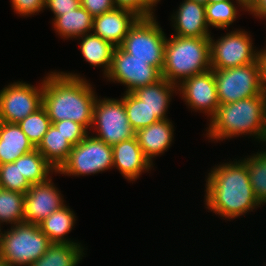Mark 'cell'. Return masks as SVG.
Here are the masks:
<instances>
[{"mask_svg": "<svg viewBox=\"0 0 266 266\" xmlns=\"http://www.w3.org/2000/svg\"><path fill=\"white\" fill-rule=\"evenodd\" d=\"M177 87L190 108L207 113L210 118L215 114L220 104L212 69L183 80Z\"/></svg>", "mask_w": 266, "mask_h": 266, "instance_id": "obj_13", "label": "cell"}, {"mask_svg": "<svg viewBox=\"0 0 266 266\" xmlns=\"http://www.w3.org/2000/svg\"><path fill=\"white\" fill-rule=\"evenodd\" d=\"M66 139L74 146L82 141L89 133L79 123L72 120H63L52 123Z\"/></svg>", "mask_w": 266, "mask_h": 266, "instance_id": "obj_33", "label": "cell"}, {"mask_svg": "<svg viewBox=\"0 0 266 266\" xmlns=\"http://www.w3.org/2000/svg\"><path fill=\"white\" fill-rule=\"evenodd\" d=\"M49 177L45 182L32 184L25 193L24 222L39 224L65 205L59 189L53 185L52 177Z\"/></svg>", "mask_w": 266, "mask_h": 266, "instance_id": "obj_14", "label": "cell"}, {"mask_svg": "<svg viewBox=\"0 0 266 266\" xmlns=\"http://www.w3.org/2000/svg\"><path fill=\"white\" fill-rule=\"evenodd\" d=\"M221 1H232V0H207V3H217Z\"/></svg>", "mask_w": 266, "mask_h": 266, "instance_id": "obj_42", "label": "cell"}, {"mask_svg": "<svg viewBox=\"0 0 266 266\" xmlns=\"http://www.w3.org/2000/svg\"><path fill=\"white\" fill-rule=\"evenodd\" d=\"M46 109L42 106L18 123L23 133L36 148L51 126Z\"/></svg>", "mask_w": 266, "mask_h": 266, "instance_id": "obj_31", "label": "cell"}, {"mask_svg": "<svg viewBox=\"0 0 266 266\" xmlns=\"http://www.w3.org/2000/svg\"><path fill=\"white\" fill-rule=\"evenodd\" d=\"M80 5L93 17L99 16L116 8L113 0H80Z\"/></svg>", "mask_w": 266, "mask_h": 266, "instance_id": "obj_36", "label": "cell"}, {"mask_svg": "<svg viewBox=\"0 0 266 266\" xmlns=\"http://www.w3.org/2000/svg\"><path fill=\"white\" fill-rule=\"evenodd\" d=\"M113 149V167L129 181H135L142 172L149 171L153 164L146 158L136 136L121 141Z\"/></svg>", "mask_w": 266, "mask_h": 266, "instance_id": "obj_16", "label": "cell"}, {"mask_svg": "<svg viewBox=\"0 0 266 266\" xmlns=\"http://www.w3.org/2000/svg\"><path fill=\"white\" fill-rule=\"evenodd\" d=\"M108 80L125 85V92L132 93L140 87L157 82L162 78L161 71L147 61L134 58L121 47H116L108 74Z\"/></svg>", "mask_w": 266, "mask_h": 266, "instance_id": "obj_12", "label": "cell"}, {"mask_svg": "<svg viewBox=\"0 0 266 266\" xmlns=\"http://www.w3.org/2000/svg\"><path fill=\"white\" fill-rule=\"evenodd\" d=\"M257 60L260 66L262 90L263 93L266 95V47L258 51Z\"/></svg>", "mask_w": 266, "mask_h": 266, "instance_id": "obj_38", "label": "cell"}, {"mask_svg": "<svg viewBox=\"0 0 266 266\" xmlns=\"http://www.w3.org/2000/svg\"><path fill=\"white\" fill-rule=\"evenodd\" d=\"M42 105L43 80L38 87L17 81L0 90L1 122L18 124Z\"/></svg>", "mask_w": 266, "mask_h": 266, "instance_id": "obj_11", "label": "cell"}, {"mask_svg": "<svg viewBox=\"0 0 266 266\" xmlns=\"http://www.w3.org/2000/svg\"><path fill=\"white\" fill-rule=\"evenodd\" d=\"M211 69L210 37L166 38L162 77L179 85L193 75Z\"/></svg>", "mask_w": 266, "mask_h": 266, "instance_id": "obj_4", "label": "cell"}, {"mask_svg": "<svg viewBox=\"0 0 266 266\" xmlns=\"http://www.w3.org/2000/svg\"><path fill=\"white\" fill-rule=\"evenodd\" d=\"M212 70L219 104L234 103L263 93L258 60L243 66Z\"/></svg>", "mask_w": 266, "mask_h": 266, "instance_id": "obj_7", "label": "cell"}, {"mask_svg": "<svg viewBox=\"0 0 266 266\" xmlns=\"http://www.w3.org/2000/svg\"><path fill=\"white\" fill-rule=\"evenodd\" d=\"M178 91L177 85L170 83L163 77L155 83L140 87L133 93L147 105L159 120L167 118L168 105L171 96ZM173 93V94H172Z\"/></svg>", "mask_w": 266, "mask_h": 266, "instance_id": "obj_20", "label": "cell"}, {"mask_svg": "<svg viewBox=\"0 0 266 266\" xmlns=\"http://www.w3.org/2000/svg\"><path fill=\"white\" fill-rule=\"evenodd\" d=\"M206 135L222 141L240 135L255 136L266 142V95L238 100L234 103L220 104L210 118Z\"/></svg>", "mask_w": 266, "mask_h": 266, "instance_id": "obj_3", "label": "cell"}, {"mask_svg": "<svg viewBox=\"0 0 266 266\" xmlns=\"http://www.w3.org/2000/svg\"><path fill=\"white\" fill-rule=\"evenodd\" d=\"M121 99L123 100L129 123L135 131L160 121L153 111L144 104V101H141L133 92H125Z\"/></svg>", "mask_w": 266, "mask_h": 266, "instance_id": "obj_27", "label": "cell"}, {"mask_svg": "<svg viewBox=\"0 0 266 266\" xmlns=\"http://www.w3.org/2000/svg\"><path fill=\"white\" fill-rule=\"evenodd\" d=\"M72 147L66 137L51 124L36 149L57 171L67 160Z\"/></svg>", "mask_w": 266, "mask_h": 266, "instance_id": "obj_24", "label": "cell"}, {"mask_svg": "<svg viewBox=\"0 0 266 266\" xmlns=\"http://www.w3.org/2000/svg\"><path fill=\"white\" fill-rule=\"evenodd\" d=\"M25 194L0 188V228L1 223L17 225L24 222Z\"/></svg>", "mask_w": 266, "mask_h": 266, "instance_id": "obj_29", "label": "cell"}, {"mask_svg": "<svg viewBox=\"0 0 266 266\" xmlns=\"http://www.w3.org/2000/svg\"><path fill=\"white\" fill-rule=\"evenodd\" d=\"M79 39L82 40L79 47L86 62L94 67L102 66L104 76H106L110 70L116 47L93 33L82 35Z\"/></svg>", "mask_w": 266, "mask_h": 266, "instance_id": "obj_23", "label": "cell"}, {"mask_svg": "<svg viewBox=\"0 0 266 266\" xmlns=\"http://www.w3.org/2000/svg\"><path fill=\"white\" fill-rule=\"evenodd\" d=\"M190 1H195L197 3H201V4H204V5L207 4V0H190Z\"/></svg>", "mask_w": 266, "mask_h": 266, "instance_id": "obj_43", "label": "cell"}, {"mask_svg": "<svg viewBox=\"0 0 266 266\" xmlns=\"http://www.w3.org/2000/svg\"><path fill=\"white\" fill-rule=\"evenodd\" d=\"M80 6V0H45V8H49L55 16L74 10Z\"/></svg>", "mask_w": 266, "mask_h": 266, "instance_id": "obj_37", "label": "cell"}, {"mask_svg": "<svg viewBox=\"0 0 266 266\" xmlns=\"http://www.w3.org/2000/svg\"><path fill=\"white\" fill-rule=\"evenodd\" d=\"M166 35L154 16L140 17L124 38L121 48L134 58L162 71Z\"/></svg>", "mask_w": 266, "mask_h": 266, "instance_id": "obj_6", "label": "cell"}, {"mask_svg": "<svg viewBox=\"0 0 266 266\" xmlns=\"http://www.w3.org/2000/svg\"><path fill=\"white\" fill-rule=\"evenodd\" d=\"M250 37L240 29L227 32L216 41L210 37L211 69L223 70L256 62L258 50H254Z\"/></svg>", "mask_w": 266, "mask_h": 266, "instance_id": "obj_10", "label": "cell"}, {"mask_svg": "<svg viewBox=\"0 0 266 266\" xmlns=\"http://www.w3.org/2000/svg\"><path fill=\"white\" fill-rule=\"evenodd\" d=\"M0 266H11V265L8 264L6 261H4L3 259L0 258Z\"/></svg>", "mask_w": 266, "mask_h": 266, "instance_id": "obj_41", "label": "cell"}, {"mask_svg": "<svg viewBox=\"0 0 266 266\" xmlns=\"http://www.w3.org/2000/svg\"><path fill=\"white\" fill-rule=\"evenodd\" d=\"M36 149L17 123L0 124V165L11 163Z\"/></svg>", "mask_w": 266, "mask_h": 266, "instance_id": "obj_19", "label": "cell"}, {"mask_svg": "<svg viewBox=\"0 0 266 266\" xmlns=\"http://www.w3.org/2000/svg\"><path fill=\"white\" fill-rule=\"evenodd\" d=\"M113 169V149L89 134L72 147L67 160L57 174L84 176Z\"/></svg>", "mask_w": 266, "mask_h": 266, "instance_id": "obj_8", "label": "cell"}, {"mask_svg": "<svg viewBox=\"0 0 266 266\" xmlns=\"http://www.w3.org/2000/svg\"><path fill=\"white\" fill-rule=\"evenodd\" d=\"M94 17L81 5L53 18V28L62 38H79L92 32Z\"/></svg>", "mask_w": 266, "mask_h": 266, "instance_id": "obj_21", "label": "cell"}, {"mask_svg": "<svg viewBox=\"0 0 266 266\" xmlns=\"http://www.w3.org/2000/svg\"><path fill=\"white\" fill-rule=\"evenodd\" d=\"M257 0H236V3H238V6H240L241 9H244V11H248L256 2Z\"/></svg>", "mask_w": 266, "mask_h": 266, "instance_id": "obj_40", "label": "cell"}, {"mask_svg": "<svg viewBox=\"0 0 266 266\" xmlns=\"http://www.w3.org/2000/svg\"><path fill=\"white\" fill-rule=\"evenodd\" d=\"M19 169L31 185L45 182L50 173L57 172L37 149L19 157Z\"/></svg>", "mask_w": 266, "mask_h": 266, "instance_id": "obj_26", "label": "cell"}, {"mask_svg": "<svg viewBox=\"0 0 266 266\" xmlns=\"http://www.w3.org/2000/svg\"><path fill=\"white\" fill-rule=\"evenodd\" d=\"M141 16L133 10L118 8L105 12L93 19V34L120 47L131 27Z\"/></svg>", "mask_w": 266, "mask_h": 266, "instance_id": "obj_15", "label": "cell"}, {"mask_svg": "<svg viewBox=\"0 0 266 266\" xmlns=\"http://www.w3.org/2000/svg\"><path fill=\"white\" fill-rule=\"evenodd\" d=\"M160 0H113L118 8L133 10L141 17L155 16L154 8Z\"/></svg>", "mask_w": 266, "mask_h": 266, "instance_id": "obj_34", "label": "cell"}, {"mask_svg": "<svg viewBox=\"0 0 266 266\" xmlns=\"http://www.w3.org/2000/svg\"><path fill=\"white\" fill-rule=\"evenodd\" d=\"M80 243H51L47 251L29 266H78L84 254Z\"/></svg>", "mask_w": 266, "mask_h": 266, "instance_id": "obj_25", "label": "cell"}, {"mask_svg": "<svg viewBox=\"0 0 266 266\" xmlns=\"http://www.w3.org/2000/svg\"><path fill=\"white\" fill-rule=\"evenodd\" d=\"M206 182V208L222 218H237L260 207L243 160L215 165Z\"/></svg>", "mask_w": 266, "mask_h": 266, "instance_id": "obj_2", "label": "cell"}, {"mask_svg": "<svg viewBox=\"0 0 266 266\" xmlns=\"http://www.w3.org/2000/svg\"><path fill=\"white\" fill-rule=\"evenodd\" d=\"M0 187L23 194L31 187V184L19 169V158L14 162L0 165Z\"/></svg>", "mask_w": 266, "mask_h": 266, "instance_id": "obj_32", "label": "cell"}, {"mask_svg": "<svg viewBox=\"0 0 266 266\" xmlns=\"http://www.w3.org/2000/svg\"><path fill=\"white\" fill-rule=\"evenodd\" d=\"M246 158L243 161L248 168L252 190L261 206L266 203V149Z\"/></svg>", "mask_w": 266, "mask_h": 266, "instance_id": "obj_28", "label": "cell"}, {"mask_svg": "<svg viewBox=\"0 0 266 266\" xmlns=\"http://www.w3.org/2000/svg\"><path fill=\"white\" fill-rule=\"evenodd\" d=\"M51 242L38 224L19 223L0 232V258L11 266H29L38 260Z\"/></svg>", "mask_w": 266, "mask_h": 266, "instance_id": "obj_5", "label": "cell"}, {"mask_svg": "<svg viewBox=\"0 0 266 266\" xmlns=\"http://www.w3.org/2000/svg\"><path fill=\"white\" fill-rule=\"evenodd\" d=\"M247 12H251L256 18L266 19V0H257Z\"/></svg>", "mask_w": 266, "mask_h": 266, "instance_id": "obj_39", "label": "cell"}, {"mask_svg": "<svg viewBox=\"0 0 266 266\" xmlns=\"http://www.w3.org/2000/svg\"><path fill=\"white\" fill-rule=\"evenodd\" d=\"M174 33L179 37H211L206 22L205 5L184 0L179 9L171 16Z\"/></svg>", "mask_w": 266, "mask_h": 266, "instance_id": "obj_17", "label": "cell"}, {"mask_svg": "<svg viewBox=\"0 0 266 266\" xmlns=\"http://www.w3.org/2000/svg\"><path fill=\"white\" fill-rule=\"evenodd\" d=\"M75 214L69 206H62L52 212L47 218L38 225L41 231L49 238L51 243L78 244L69 238H65L75 225Z\"/></svg>", "mask_w": 266, "mask_h": 266, "instance_id": "obj_22", "label": "cell"}, {"mask_svg": "<svg viewBox=\"0 0 266 266\" xmlns=\"http://www.w3.org/2000/svg\"><path fill=\"white\" fill-rule=\"evenodd\" d=\"M233 1L207 3L205 5L206 22L208 26L226 29L237 19L238 6Z\"/></svg>", "mask_w": 266, "mask_h": 266, "instance_id": "obj_30", "label": "cell"}, {"mask_svg": "<svg viewBox=\"0 0 266 266\" xmlns=\"http://www.w3.org/2000/svg\"><path fill=\"white\" fill-rule=\"evenodd\" d=\"M50 73L43 79L42 106L51 123L72 120L90 131L97 99L92 85L77 73Z\"/></svg>", "mask_w": 266, "mask_h": 266, "instance_id": "obj_1", "label": "cell"}, {"mask_svg": "<svg viewBox=\"0 0 266 266\" xmlns=\"http://www.w3.org/2000/svg\"><path fill=\"white\" fill-rule=\"evenodd\" d=\"M92 129L95 138L110 146L135 137L136 131L129 123L123 100L114 98L96 99Z\"/></svg>", "mask_w": 266, "mask_h": 266, "instance_id": "obj_9", "label": "cell"}, {"mask_svg": "<svg viewBox=\"0 0 266 266\" xmlns=\"http://www.w3.org/2000/svg\"><path fill=\"white\" fill-rule=\"evenodd\" d=\"M15 13L20 16L34 15L45 9V0H11Z\"/></svg>", "mask_w": 266, "mask_h": 266, "instance_id": "obj_35", "label": "cell"}, {"mask_svg": "<svg viewBox=\"0 0 266 266\" xmlns=\"http://www.w3.org/2000/svg\"><path fill=\"white\" fill-rule=\"evenodd\" d=\"M173 132V124L169 119L160 120L136 131L138 144L151 164L153 157L164 154L171 146L174 140Z\"/></svg>", "mask_w": 266, "mask_h": 266, "instance_id": "obj_18", "label": "cell"}]
</instances>
